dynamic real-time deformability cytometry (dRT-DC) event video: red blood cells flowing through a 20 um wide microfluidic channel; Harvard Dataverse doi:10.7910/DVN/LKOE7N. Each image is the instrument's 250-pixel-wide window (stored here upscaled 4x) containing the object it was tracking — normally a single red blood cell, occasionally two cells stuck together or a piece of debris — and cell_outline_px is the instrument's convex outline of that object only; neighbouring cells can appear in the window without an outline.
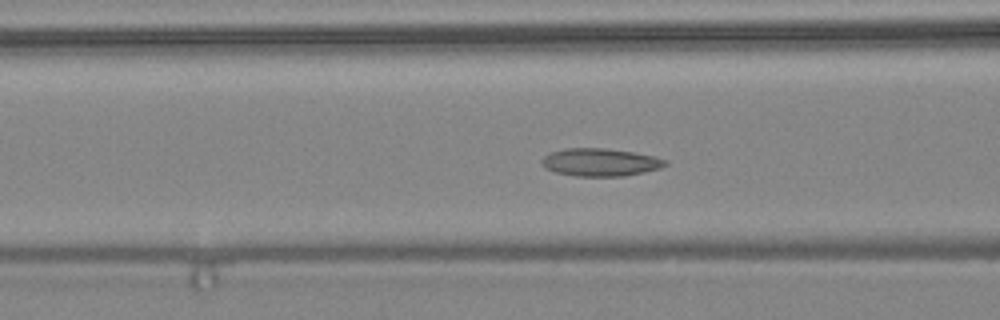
{"species": "common noctule bat (a hibernating species)", "species_latin": "Nyctalus noctula", "temperature_condition": "warm", "stored_images_in_passage": 48, "camera_frame_rate_fps": 3000, "um_per_image_px": 0.085, "animal": {"sex": "female", "body_mass_g": 24.6, "forearm_length_mm": 56.2}, "frame": {"image": 1, "passage_image": 20, "time_ms": 6.333, "image_size_px": [1000, 320], "cell_outline_px": [[668, 164], [660, 168], [644, 172], [624, 176], [576, 176], [556, 172], [544, 168], [540, 164], [540, 160], [544, 156], [552, 152], [564, 148], [604, 148], [636, 152], [656, 156], [668, 160]], "centroid_in_image_um": [51.04, 13.78], "position_along_channel_um": 115.6, "area_um2": 20.23}}
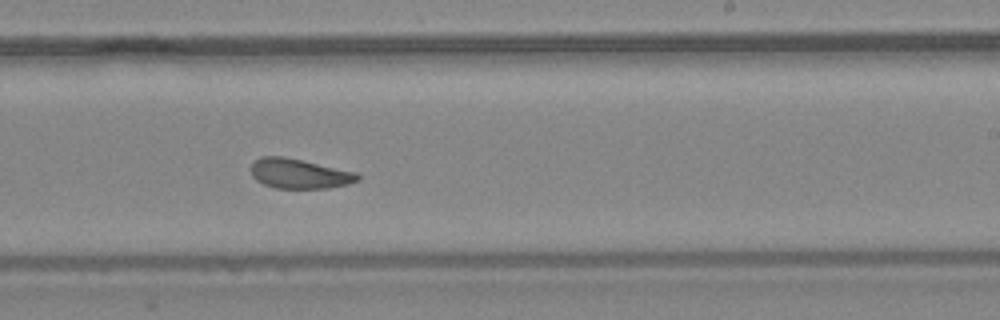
{"frame": {"image": 2, "passage_image": 30, "time_ms": 9.667, "image_size_px": [1000, 320], "cell_outline_px": [[360, 180], [348, 184], [328, 188], [276, 188], [264, 184], [256, 180], [252, 176], [252, 164], [260, 156], [284, 156], [356, 172], [360, 176]], "centroid_in_image_um": [25.45, 14.76], "position_along_channel_um": 263.5, "area_um2": 18.44}}
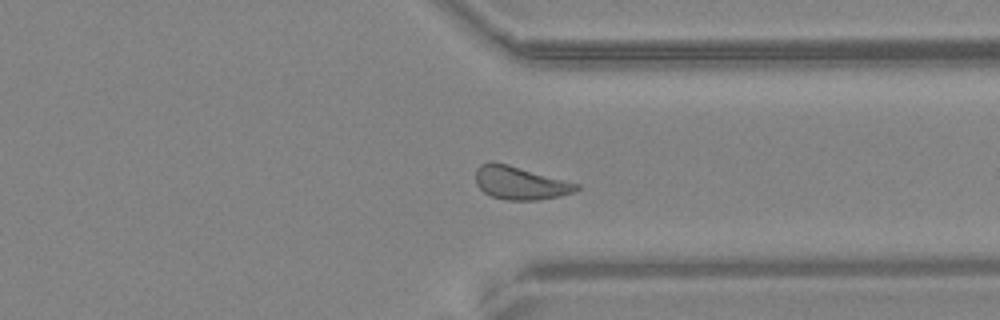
{"frame": {"image": 3, "passage_image": 37, "time_ms": 12.0, "image_size_px": [1000, 320], "cell_outline_px": [[580, 188], [576, 192], [560, 196], [536, 200], [508, 200], [492, 196], [484, 192], [476, 184], [476, 168], [480, 164], [488, 160], [492, 160], [508, 164], [580, 184]], "centroid_in_image_um": [44.21, 15.53], "position_along_channel_um": 367.2, "area_um2": 19.65}, "authors_computed_cell_mechanics": {"area_um2": 19.7387, "velocity_mm_per_s": 4.4358, "shape_relaxation_time_tau1_ms": 3.9196, "shape_relaxation_time_tau2_ms": 1.8719, "deformation_change_tau1": 0.1262, "deformation_change_tau2": 0.0924}}